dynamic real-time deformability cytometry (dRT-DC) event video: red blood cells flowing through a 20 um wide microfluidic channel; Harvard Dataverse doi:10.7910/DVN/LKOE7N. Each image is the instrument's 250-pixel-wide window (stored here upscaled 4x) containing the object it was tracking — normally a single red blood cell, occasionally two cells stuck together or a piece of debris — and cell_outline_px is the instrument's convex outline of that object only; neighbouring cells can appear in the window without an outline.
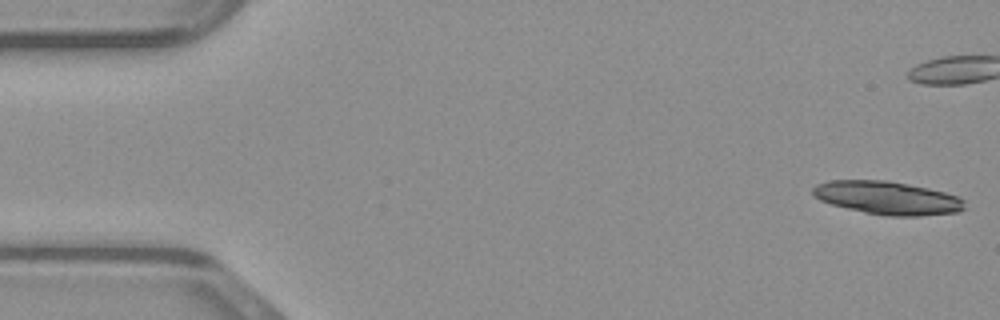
{"species": "common noctule bat (a hibernating species)", "species_latin": "Nyctalus noctula", "temperature_condition": "warm", "stored_images_in_passage": 33, "camera_frame_rate_fps": 3000, "um_per_image_px": 0.085, "animal": {"sex": "male", "body_mass_g": 23.1, "forearm_length_mm": 52.7}, "frame": {"image": 1, "passage_image": 1, "time_ms": 0.0, "image_size_px": [1000, 320], "cell_outline_px": [[968, 208], [960, 212], [920, 216], [888, 216], [864, 212], [832, 204], [820, 200], [812, 196], [812, 188], [816, 184], [828, 180], [888, 180], [928, 188], [960, 196], [964, 200]], "centroid_in_image_um": [75.47, 16.82], "position_along_channel_um": 9.5, "area_um2": 29.71}}